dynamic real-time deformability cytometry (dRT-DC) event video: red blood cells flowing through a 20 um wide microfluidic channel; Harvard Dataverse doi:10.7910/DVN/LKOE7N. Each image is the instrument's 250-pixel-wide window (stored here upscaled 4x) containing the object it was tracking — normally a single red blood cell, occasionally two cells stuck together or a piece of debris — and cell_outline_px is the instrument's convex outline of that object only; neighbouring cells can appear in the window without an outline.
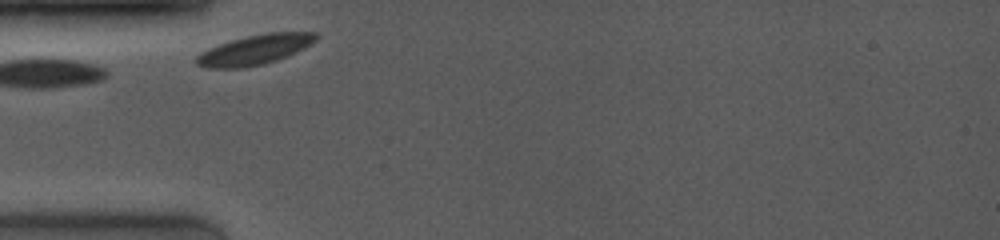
{"species": "common noctule bat (a hibernating species)", "species_latin": "Nyctalus noctula", "temperature_condition": "room temperature", "stored_images_in_passage": 13, "camera_frame_rate_fps": 4000, "um_per_image_px": 0.085, "animal": {"sex": "female", "body_mass_g": 19.0, "forearm_length_mm": 53.3}, "frame": {"image": 1, "passage_image": 1, "time_ms": 0.0, "image_size_px": [1000, 240], "cell_outline_px": [[320, 36], [316, 40], [304, 48], [276, 60], [264, 64], [244, 68], [208, 68], [196, 64], [196, 56], [200, 52], [208, 48], [232, 40], [248, 36], [268, 32], [316, 32]], "centroid_in_image_um": [21.66, 4.23], "position_along_channel_um": 63.3, "area_um2": 20.69}}
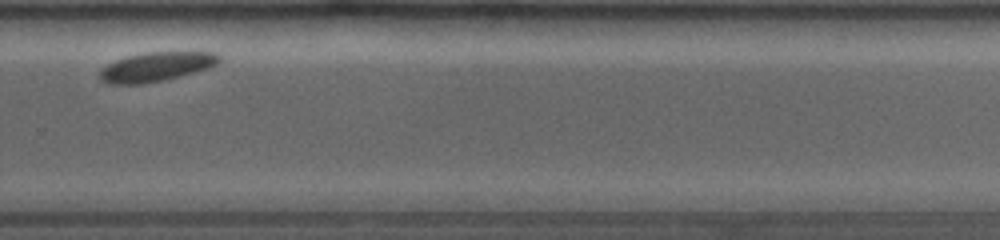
{"frame": {"image": 2, "passage_image": 10, "time_ms": 7.0, "image_size_px": [1000, 240], "cell_outline_px": [[224, 60], [208, 68], [180, 76], [164, 80], [144, 84], [108, 84], [100, 80], [100, 72], [108, 64], [116, 60], [128, 56], [148, 52], [212, 52], [220, 56]], "centroid_in_image_um": [13.3, 5.68], "position_along_channel_um": 316.5, "area_um2": 20.23}}